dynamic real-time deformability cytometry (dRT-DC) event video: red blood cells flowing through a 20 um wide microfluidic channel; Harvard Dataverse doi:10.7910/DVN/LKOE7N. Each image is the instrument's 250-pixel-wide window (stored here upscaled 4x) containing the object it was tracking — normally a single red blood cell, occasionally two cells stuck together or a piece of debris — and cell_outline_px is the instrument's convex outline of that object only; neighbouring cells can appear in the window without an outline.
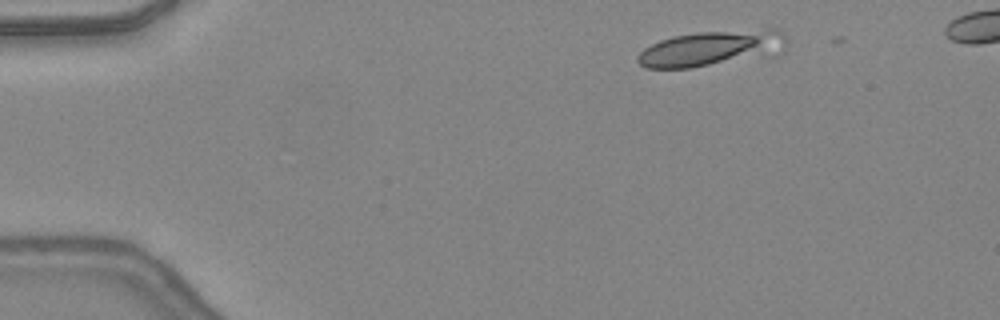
{"species": "common noctule bat (a hibernating species)", "species_latin": "Nyctalus noctula", "temperature_condition": "warm", "stored_images_in_passage": 5, "camera_frame_rate_fps": 3000, "um_per_image_px": 0.085, "animal": {"sex": "female", "body_mass_g": 24.6, "forearm_length_mm": 56.2}, "frame": {"image": 1, "passage_image": 4, "time_ms": 1.0, "image_size_px": [1000, 320], "cell_outline_px": [[788, 44], [784, 48], [692, 68], [648, 68], [640, 64], [636, 60], [636, 56], [644, 48], [660, 40], [672, 36], [696, 32], [768, 28], [776, 28], [784, 32], [788, 40]], "centroid_in_image_um": [60.37, 4.05], "position_along_channel_um": 24.6, "area_um2": 29.82}}